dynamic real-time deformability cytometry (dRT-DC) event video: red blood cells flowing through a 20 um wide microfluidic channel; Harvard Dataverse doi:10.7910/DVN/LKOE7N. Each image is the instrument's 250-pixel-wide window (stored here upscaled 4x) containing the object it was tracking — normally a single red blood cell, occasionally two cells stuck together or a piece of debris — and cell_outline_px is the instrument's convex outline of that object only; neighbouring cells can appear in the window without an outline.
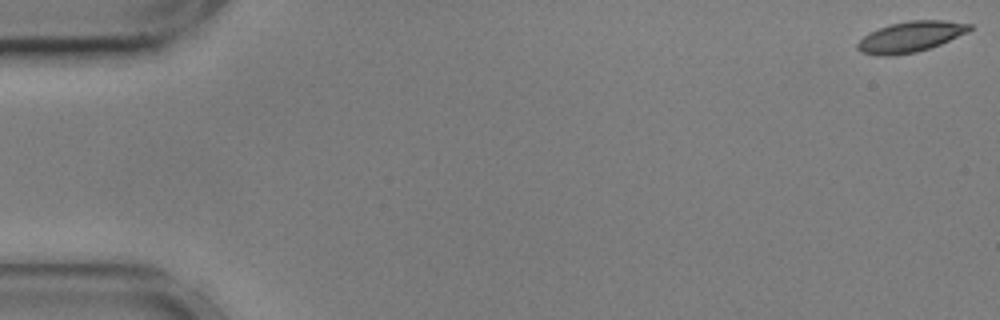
{"species": "common noctule bat (a hibernating species)", "species_latin": "Nyctalus noctula", "temperature_condition": "cold", "stored_images_in_passage": 17, "camera_frame_rate_fps": 3000, "um_per_image_px": 0.085, "animal": {"sex": "male", "body_mass_g": 17.9, "forearm_length_mm": 54.2}, "frame": {"image": 1, "passage_image": 1, "time_ms": 0.0, "image_size_px": [1000, 320], "cell_outline_px": [[972, 28], [968, 32], [940, 44], [916, 52], [892, 56], [880, 56], [860, 52], [856, 48], [856, 44], [864, 36], [880, 28], [892, 24], [908, 20], [944, 20], [972, 24]], "centroid_in_image_um": [77.4, 3.13], "position_along_channel_um": 7.6, "area_um2": 19.88}}
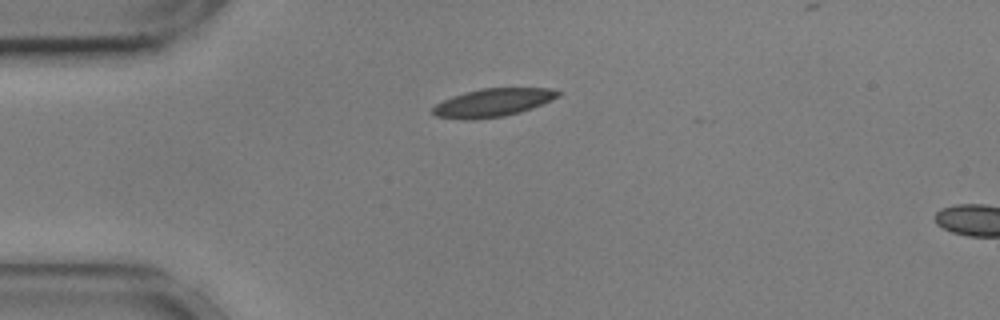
{"frame": {"image": 2, "passage_image": 14, "time_ms": 4.333, "image_size_px": [1000, 320], "cell_outline_px": [[560, 96], [552, 100], [532, 108], [520, 112], [504, 116], [472, 120], [464, 120], [436, 116], [432, 112], [432, 108], [436, 104], [452, 96], [464, 92], [480, 88], [548, 88], [560, 92]], "centroid_in_image_um": [41.88, 8.72], "position_along_channel_um": 43.1, "area_um2": 20.58}}